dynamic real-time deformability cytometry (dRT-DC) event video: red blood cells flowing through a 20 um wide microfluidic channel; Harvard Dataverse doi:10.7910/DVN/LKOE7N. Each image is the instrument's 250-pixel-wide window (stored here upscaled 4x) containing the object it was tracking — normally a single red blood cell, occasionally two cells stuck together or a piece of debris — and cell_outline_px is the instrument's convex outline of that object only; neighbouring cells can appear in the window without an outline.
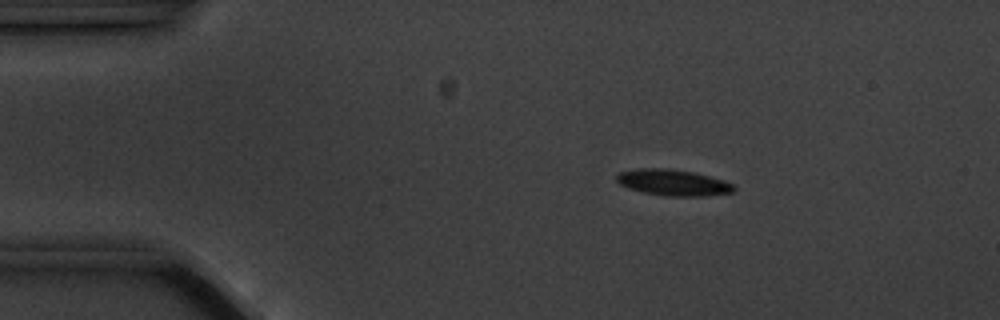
{"species": "common noctule bat (a hibernating species)", "species_latin": "Nyctalus noctula", "temperature_condition": "cold", "stored_images_in_passage": 5, "camera_frame_rate_fps": 3000, "um_per_image_px": 0.085, "animal": {"sex": "male", "body_mass_g": 20.1, "forearm_length_mm": 53.5}, "frame": {"image": 1, "passage_image": 2, "time_ms": 1.333, "image_size_px": [1000, 320], "cell_outline_px": [[736, 188], [732, 192], [704, 196], [664, 196], [644, 192], [628, 188], [620, 184], [616, 180], [616, 176], [620, 172], [640, 168], [664, 168], [692, 172], [724, 180], [732, 184]], "centroid_in_image_um": [57.2, 15.52], "position_along_channel_um": 27.8, "area_um2": 17.69}}
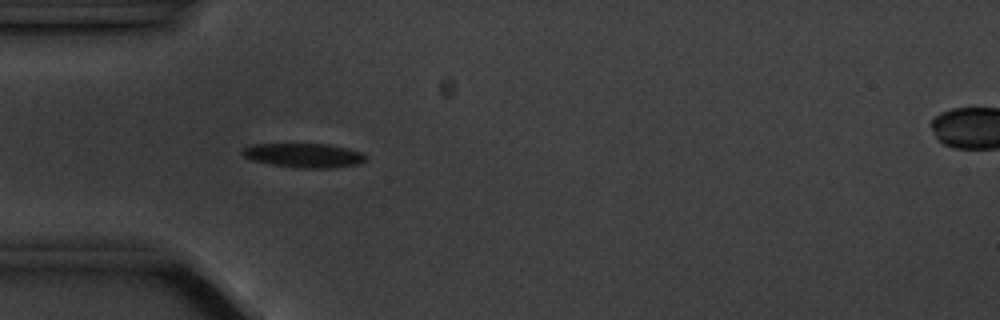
{"frame": {"image": 2, "passage_image": 4, "time_ms": 3.667, "image_size_px": [1000, 320], "cell_outline_px": [[364, 160], [360, 164], [336, 168], [296, 168], [272, 164], [252, 160], [244, 156], [240, 152], [248, 144], [328, 144], [348, 148], [360, 152], [364, 156]], "centroid_in_image_um": [25.81, 13.21], "position_along_channel_um": 59.2, "area_um2": 17.46}}